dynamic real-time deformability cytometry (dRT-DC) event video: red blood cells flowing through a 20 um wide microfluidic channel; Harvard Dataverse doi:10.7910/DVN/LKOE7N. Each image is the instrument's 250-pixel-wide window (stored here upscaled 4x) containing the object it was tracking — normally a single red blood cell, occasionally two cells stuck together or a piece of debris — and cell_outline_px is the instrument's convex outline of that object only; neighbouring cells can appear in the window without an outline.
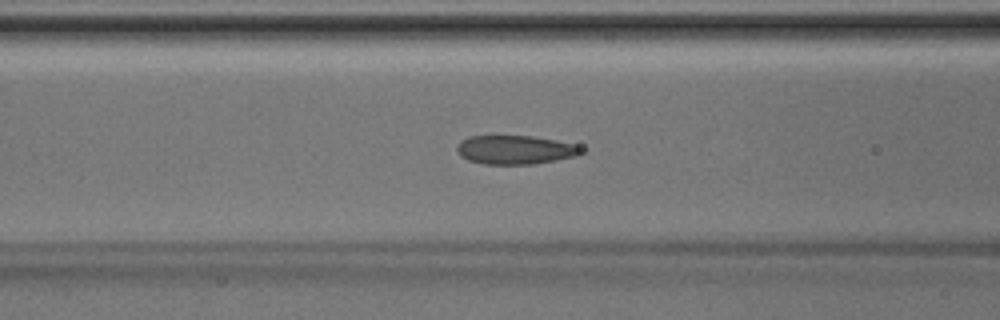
{"species": "Egyptian fruit bat (a non-hibernating species)", "species_latin": "Rousettus aegyptiacus", "temperature_condition": "room temperature", "stored_images_in_passage": 33, "camera_frame_rate_fps": 3000, "um_per_image_px": 0.085, "animal": {"sex": "male"}, "frame": {"image": 1, "passage_image": 5, "time_ms": 1.333, "image_size_px": [1000, 320], "cell_outline_px": [[584, 152], [576, 156], [556, 160], [532, 164], [484, 164], [468, 160], [460, 156], [456, 152], [456, 148], [460, 140], [468, 136], [532, 136], [556, 140], [572, 144], [584, 148]], "centroid_in_image_um": [43.76, 12.73], "position_along_channel_um": 122.8, "area_um2": 20.98}}
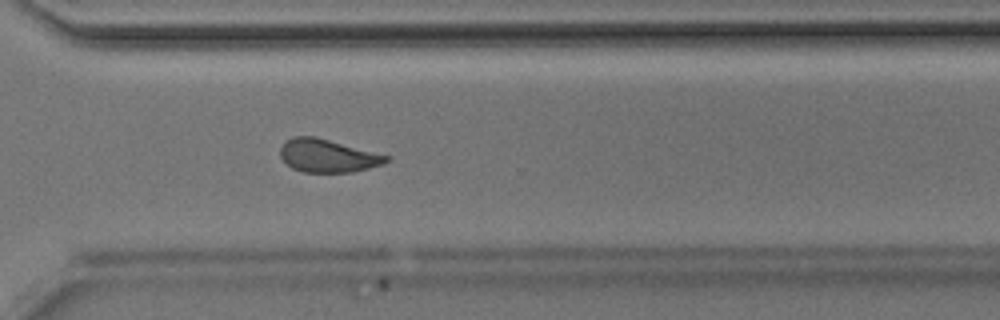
{"frame": {"image": 2, "passage_image": 20, "time_ms": 6.333, "image_size_px": [1000, 320], "cell_outline_px": [[392, 160], [384, 164], [352, 172], [304, 172], [292, 168], [280, 156], [280, 148], [284, 140], [292, 136], [316, 136], [392, 156]], "centroid_in_image_um": [27.89, 13.22], "position_along_channel_um": 342.7, "area_um2": 20.75}}
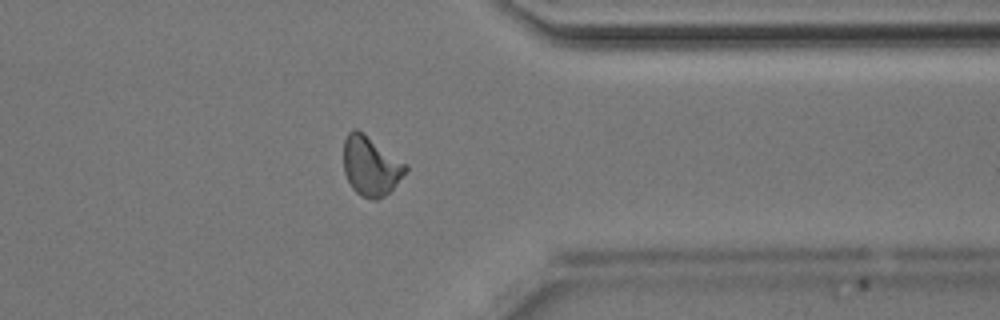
{"frame": {"image": 3, "passage_image": 23, "time_ms": 7.333, "image_size_px": [1000, 320], "cell_outline_px": [[408, 168], [392, 188], [384, 196], [376, 200], [372, 200], [360, 196], [352, 188], [344, 172], [344, 140], [348, 132], [352, 128], [356, 128], [364, 132], [408, 164]], "centroid_in_image_um": [31.5, 14.08], "position_along_channel_um": 379.9, "area_um2": 21.62}}